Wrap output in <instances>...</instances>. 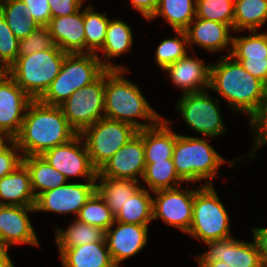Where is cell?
<instances>
[{
	"label": "cell",
	"instance_id": "6da1fadb",
	"mask_svg": "<svg viewBox=\"0 0 267 267\" xmlns=\"http://www.w3.org/2000/svg\"><path fill=\"white\" fill-rule=\"evenodd\" d=\"M59 106L32 100L25 112L19 134L13 139L23 157L42 155L77 135Z\"/></svg>",
	"mask_w": 267,
	"mask_h": 267
},
{
	"label": "cell",
	"instance_id": "7a4b0ae2",
	"mask_svg": "<svg viewBox=\"0 0 267 267\" xmlns=\"http://www.w3.org/2000/svg\"><path fill=\"white\" fill-rule=\"evenodd\" d=\"M220 58L211 65L209 89L220 94L235 112L248 114L250 123L261 110L267 85L229 54Z\"/></svg>",
	"mask_w": 267,
	"mask_h": 267
},
{
	"label": "cell",
	"instance_id": "3957f363",
	"mask_svg": "<svg viewBox=\"0 0 267 267\" xmlns=\"http://www.w3.org/2000/svg\"><path fill=\"white\" fill-rule=\"evenodd\" d=\"M127 70L105 71L104 117L129 123L138 130L154 126L162 117L150 106L138 86L124 78ZM136 118L146 122L141 123Z\"/></svg>",
	"mask_w": 267,
	"mask_h": 267
},
{
	"label": "cell",
	"instance_id": "277c9868",
	"mask_svg": "<svg viewBox=\"0 0 267 267\" xmlns=\"http://www.w3.org/2000/svg\"><path fill=\"white\" fill-rule=\"evenodd\" d=\"M103 61L98 54H67L59 74L39 100L47 105L59 106L75 91L96 81L107 69H127Z\"/></svg>",
	"mask_w": 267,
	"mask_h": 267
},
{
	"label": "cell",
	"instance_id": "5b68a950",
	"mask_svg": "<svg viewBox=\"0 0 267 267\" xmlns=\"http://www.w3.org/2000/svg\"><path fill=\"white\" fill-rule=\"evenodd\" d=\"M56 45L26 56H17L9 75L33 100H39L59 74L65 56Z\"/></svg>",
	"mask_w": 267,
	"mask_h": 267
},
{
	"label": "cell",
	"instance_id": "8992f818",
	"mask_svg": "<svg viewBox=\"0 0 267 267\" xmlns=\"http://www.w3.org/2000/svg\"><path fill=\"white\" fill-rule=\"evenodd\" d=\"M172 161L178 176L186 183L209 181L218 175L217 169L225 163L224 158L207 142V140L191 137L176 136Z\"/></svg>",
	"mask_w": 267,
	"mask_h": 267
},
{
	"label": "cell",
	"instance_id": "52a82bcc",
	"mask_svg": "<svg viewBox=\"0 0 267 267\" xmlns=\"http://www.w3.org/2000/svg\"><path fill=\"white\" fill-rule=\"evenodd\" d=\"M229 214L213 185L195 190L192 222L188 234L205 243L231 237Z\"/></svg>",
	"mask_w": 267,
	"mask_h": 267
},
{
	"label": "cell",
	"instance_id": "ba28073f",
	"mask_svg": "<svg viewBox=\"0 0 267 267\" xmlns=\"http://www.w3.org/2000/svg\"><path fill=\"white\" fill-rule=\"evenodd\" d=\"M137 133L138 129L129 123L104 117L79 134L84 140L92 165L99 170Z\"/></svg>",
	"mask_w": 267,
	"mask_h": 267
},
{
	"label": "cell",
	"instance_id": "9c48e42d",
	"mask_svg": "<svg viewBox=\"0 0 267 267\" xmlns=\"http://www.w3.org/2000/svg\"><path fill=\"white\" fill-rule=\"evenodd\" d=\"M179 99L177 111L191 129L210 138L226 134L218 98L213 101L204 91L182 94Z\"/></svg>",
	"mask_w": 267,
	"mask_h": 267
},
{
	"label": "cell",
	"instance_id": "30bf717a",
	"mask_svg": "<svg viewBox=\"0 0 267 267\" xmlns=\"http://www.w3.org/2000/svg\"><path fill=\"white\" fill-rule=\"evenodd\" d=\"M104 89L105 72L96 81L75 91L59 105L77 133L104 118Z\"/></svg>",
	"mask_w": 267,
	"mask_h": 267
},
{
	"label": "cell",
	"instance_id": "8fae6325",
	"mask_svg": "<svg viewBox=\"0 0 267 267\" xmlns=\"http://www.w3.org/2000/svg\"><path fill=\"white\" fill-rule=\"evenodd\" d=\"M82 141L78 133L70 141L45 151L41 156L67 180L76 176L83 177L87 181H96L98 170L92 165L85 143Z\"/></svg>",
	"mask_w": 267,
	"mask_h": 267
},
{
	"label": "cell",
	"instance_id": "7c38bea8",
	"mask_svg": "<svg viewBox=\"0 0 267 267\" xmlns=\"http://www.w3.org/2000/svg\"><path fill=\"white\" fill-rule=\"evenodd\" d=\"M180 187L153 192V219H162L167 225L188 233L192 222L195 189Z\"/></svg>",
	"mask_w": 267,
	"mask_h": 267
},
{
	"label": "cell",
	"instance_id": "4fadbf2b",
	"mask_svg": "<svg viewBox=\"0 0 267 267\" xmlns=\"http://www.w3.org/2000/svg\"><path fill=\"white\" fill-rule=\"evenodd\" d=\"M208 251L196 257L199 267H205L212 261H222L231 267H264L254 238L244 242L232 237L208 241Z\"/></svg>",
	"mask_w": 267,
	"mask_h": 267
},
{
	"label": "cell",
	"instance_id": "5bb4252c",
	"mask_svg": "<svg viewBox=\"0 0 267 267\" xmlns=\"http://www.w3.org/2000/svg\"><path fill=\"white\" fill-rule=\"evenodd\" d=\"M96 192V181L86 183H66L55 189L39 194L35 201V211L73 213L76 217L80 209Z\"/></svg>",
	"mask_w": 267,
	"mask_h": 267
},
{
	"label": "cell",
	"instance_id": "9a60e30c",
	"mask_svg": "<svg viewBox=\"0 0 267 267\" xmlns=\"http://www.w3.org/2000/svg\"><path fill=\"white\" fill-rule=\"evenodd\" d=\"M32 100L10 75L0 83V133L7 140L19 134L24 112Z\"/></svg>",
	"mask_w": 267,
	"mask_h": 267
},
{
	"label": "cell",
	"instance_id": "2e32d148",
	"mask_svg": "<svg viewBox=\"0 0 267 267\" xmlns=\"http://www.w3.org/2000/svg\"><path fill=\"white\" fill-rule=\"evenodd\" d=\"M145 168L143 138L137 133L98 170V173L108 178L141 181L138 177L143 178Z\"/></svg>",
	"mask_w": 267,
	"mask_h": 267
},
{
	"label": "cell",
	"instance_id": "e0dca14e",
	"mask_svg": "<svg viewBox=\"0 0 267 267\" xmlns=\"http://www.w3.org/2000/svg\"><path fill=\"white\" fill-rule=\"evenodd\" d=\"M115 229H112L114 226ZM148 225H138L115 221L106 230V243L111 259L116 267L119 263L139 253L148 240Z\"/></svg>",
	"mask_w": 267,
	"mask_h": 267
},
{
	"label": "cell",
	"instance_id": "ac0fdd59",
	"mask_svg": "<svg viewBox=\"0 0 267 267\" xmlns=\"http://www.w3.org/2000/svg\"><path fill=\"white\" fill-rule=\"evenodd\" d=\"M33 211L34 206L0 205V239L9 245L40 246L27 214Z\"/></svg>",
	"mask_w": 267,
	"mask_h": 267
},
{
	"label": "cell",
	"instance_id": "d6986e66",
	"mask_svg": "<svg viewBox=\"0 0 267 267\" xmlns=\"http://www.w3.org/2000/svg\"><path fill=\"white\" fill-rule=\"evenodd\" d=\"M204 63L203 60L191 57L188 53L168 65L164 71L170 74L172 83L181 88L182 94L204 92L210 85L211 68V65Z\"/></svg>",
	"mask_w": 267,
	"mask_h": 267
},
{
	"label": "cell",
	"instance_id": "ffe728a7",
	"mask_svg": "<svg viewBox=\"0 0 267 267\" xmlns=\"http://www.w3.org/2000/svg\"><path fill=\"white\" fill-rule=\"evenodd\" d=\"M47 27L55 45L63 52L85 53L84 10L51 18Z\"/></svg>",
	"mask_w": 267,
	"mask_h": 267
},
{
	"label": "cell",
	"instance_id": "44dd1931",
	"mask_svg": "<svg viewBox=\"0 0 267 267\" xmlns=\"http://www.w3.org/2000/svg\"><path fill=\"white\" fill-rule=\"evenodd\" d=\"M232 28L218 21L195 18L185 30L188 38L189 48L193 43L205 48L207 51L216 52L224 50L232 44L230 30Z\"/></svg>",
	"mask_w": 267,
	"mask_h": 267
},
{
	"label": "cell",
	"instance_id": "7402d4cb",
	"mask_svg": "<svg viewBox=\"0 0 267 267\" xmlns=\"http://www.w3.org/2000/svg\"><path fill=\"white\" fill-rule=\"evenodd\" d=\"M171 120L161 119L154 126L138 130L143 138L145 163L172 160L178 134L170 129Z\"/></svg>",
	"mask_w": 267,
	"mask_h": 267
},
{
	"label": "cell",
	"instance_id": "603a6c76",
	"mask_svg": "<svg viewBox=\"0 0 267 267\" xmlns=\"http://www.w3.org/2000/svg\"><path fill=\"white\" fill-rule=\"evenodd\" d=\"M0 205L34 206L30 173L22 163L12 173L0 179Z\"/></svg>",
	"mask_w": 267,
	"mask_h": 267
},
{
	"label": "cell",
	"instance_id": "cb8c5ba5",
	"mask_svg": "<svg viewBox=\"0 0 267 267\" xmlns=\"http://www.w3.org/2000/svg\"><path fill=\"white\" fill-rule=\"evenodd\" d=\"M60 257L63 267H116L106 242L88 243L65 249Z\"/></svg>",
	"mask_w": 267,
	"mask_h": 267
},
{
	"label": "cell",
	"instance_id": "d4e9b609",
	"mask_svg": "<svg viewBox=\"0 0 267 267\" xmlns=\"http://www.w3.org/2000/svg\"><path fill=\"white\" fill-rule=\"evenodd\" d=\"M22 163L29 170L31 188L35 197L67 183L66 177L41 155L25 156L22 158Z\"/></svg>",
	"mask_w": 267,
	"mask_h": 267
},
{
	"label": "cell",
	"instance_id": "484cf974",
	"mask_svg": "<svg viewBox=\"0 0 267 267\" xmlns=\"http://www.w3.org/2000/svg\"><path fill=\"white\" fill-rule=\"evenodd\" d=\"M99 180V181H98ZM96 192L104 200L112 213L116 215L125 203L141 186L137 180L108 178L97 172Z\"/></svg>",
	"mask_w": 267,
	"mask_h": 267
},
{
	"label": "cell",
	"instance_id": "4316f807",
	"mask_svg": "<svg viewBox=\"0 0 267 267\" xmlns=\"http://www.w3.org/2000/svg\"><path fill=\"white\" fill-rule=\"evenodd\" d=\"M66 230L56 228V243L58 251L61 254L65 249L72 247L95 243V242H106V231L104 229L94 227L74 219Z\"/></svg>",
	"mask_w": 267,
	"mask_h": 267
},
{
	"label": "cell",
	"instance_id": "83f0119b",
	"mask_svg": "<svg viewBox=\"0 0 267 267\" xmlns=\"http://www.w3.org/2000/svg\"><path fill=\"white\" fill-rule=\"evenodd\" d=\"M163 17L174 30L185 31L196 18V0H158L156 11L148 19Z\"/></svg>",
	"mask_w": 267,
	"mask_h": 267
},
{
	"label": "cell",
	"instance_id": "f1b7e54d",
	"mask_svg": "<svg viewBox=\"0 0 267 267\" xmlns=\"http://www.w3.org/2000/svg\"><path fill=\"white\" fill-rule=\"evenodd\" d=\"M148 189L142 185L115 215V221L148 225L153 220L152 199Z\"/></svg>",
	"mask_w": 267,
	"mask_h": 267
},
{
	"label": "cell",
	"instance_id": "f546056e",
	"mask_svg": "<svg viewBox=\"0 0 267 267\" xmlns=\"http://www.w3.org/2000/svg\"><path fill=\"white\" fill-rule=\"evenodd\" d=\"M267 21V0H235L233 30L254 31Z\"/></svg>",
	"mask_w": 267,
	"mask_h": 267
},
{
	"label": "cell",
	"instance_id": "4dcf8cb0",
	"mask_svg": "<svg viewBox=\"0 0 267 267\" xmlns=\"http://www.w3.org/2000/svg\"><path fill=\"white\" fill-rule=\"evenodd\" d=\"M133 32L123 20L110 19L103 44L102 55L105 60L114 59L128 52L133 44Z\"/></svg>",
	"mask_w": 267,
	"mask_h": 267
},
{
	"label": "cell",
	"instance_id": "1f68e13d",
	"mask_svg": "<svg viewBox=\"0 0 267 267\" xmlns=\"http://www.w3.org/2000/svg\"><path fill=\"white\" fill-rule=\"evenodd\" d=\"M0 13L19 40L39 27V24L28 16L27 6L22 0H9L0 4Z\"/></svg>",
	"mask_w": 267,
	"mask_h": 267
},
{
	"label": "cell",
	"instance_id": "d6a6232c",
	"mask_svg": "<svg viewBox=\"0 0 267 267\" xmlns=\"http://www.w3.org/2000/svg\"><path fill=\"white\" fill-rule=\"evenodd\" d=\"M110 19L89 5L84 9L85 53L96 54L104 44Z\"/></svg>",
	"mask_w": 267,
	"mask_h": 267
},
{
	"label": "cell",
	"instance_id": "836d02e7",
	"mask_svg": "<svg viewBox=\"0 0 267 267\" xmlns=\"http://www.w3.org/2000/svg\"><path fill=\"white\" fill-rule=\"evenodd\" d=\"M149 191H159L179 187L184 181L178 176L172 160L146 163L142 178ZM174 184V186L171 184Z\"/></svg>",
	"mask_w": 267,
	"mask_h": 267
},
{
	"label": "cell",
	"instance_id": "e575fe53",
	"mask_svg": "<svg viewBox=\"0 0 267 267\" xmlns=\"http://www.w3.org/2000/svg\"><path fill=\"white\" fill-rule=\"evenodd\" d=\"M249 36H233L229 55L234 59L265 60L267 58V32L250 31Z\"/></svg>",
	"mask_w": 267,
	"mask_h": 267
},
{
	"label": "cell",
	"instance_id": "d590c367",
	"mask_svg": "<svg viewBox=\"0 0 267 267\" xmlns=\"http://www.w3.org/2000/svg\"><path fill=\"white\" fill-rule=\"evenodd\" d=\"M75 218L105 231L115 222V215L97 192L90 197Z\"/></svg>",
	"mask_w": 267,
	"mask_h": 267
},
{
	"label": "cell",
	"instance_id": "8d00e7d4",
	"mask_svg": "<svg viewBox=\"0 0 267 267\" xmlns=\"http://www.w3.org/2000/svg\"><path fill=\"white\" fill-rule=\"evenodd\" d=\"M174 32L178 36L173 39L170 36L169 39L163 40L156 49L155 60L162 70L188 54L187 47L189 45L186 32L182 30H174Z\"/></svg>",
	"mask_w": 267,
	"mask_h": 267
},
{
	"label": "cell",
	"instance_id": "74e56055",
	"mask_svg": "<svg viewBox=\"0 0 267 267\" xmlns=\"http://www.w3.org/2000/svg\"><path fill=\"white\" fill-rule=\"evenodd\" d=\"M235 0H196V17L218 21L233 30Z\"/></svg>",
	"mask_w": 267,
	"mask_h": 267
},
{
	"label": "cell",
	"instance_id": "f35d334b",
	"mask_svg": "<svg viewBox=\"0 0 267 267\" xmlns=\"http://www.w3.org/2000/svg\"><path fill=\"white\" fill-rule=\"evenodd\" d=\"M54 46L55 43L49 28L47 26H39L27 37L20 39L18 56L30 55L34 52L53 48Z\"/></svg>",
	"mask_w": 267,
	"mask_h": 267
},
{
	"label": "cell",
	"instance_id": "ab89813d",
	"mask_svg": "<svg viewBox=\"0 0 267 267\" xmlns=\"http://www.w3.org/2000/svg\"><path fill=\"white\" fill-rule=\"evenodd\" d=\"M19 39L9 28L6 19L0 13V62L10 67L16 60Z\"/></svg>",
	"mask_w": 267,
	"mask_h": 267
},
{
	"label": "cell",
	"instance_id": "60d3db41",
	"mask_svg": "<svg viewBox=\"0 0 267 267\" xmlns=\"http://www.w3.org/2000/svg\"><path fill=\"white\" fill-rule=\"evenodd\" d=\"M22 158L23 156L17 143L14 140H7L0 147V179L9 173H12L19 165H21Z\"/></svg>",
	"mask_w": 267,
	"mask_h": 267
},
{
	"label": "cell",
	"instance_id": "b9f144b4",
	"mask_svg": "<svg viewBox=\"0 0 267 267\" xmlns=\"http://www.w3.org/2000/svg\"><path fill=\"white\" fill-rule=\"evenodd\" d=\"M251 129L256 134L254 137V148L252 152H256L262 145L267 144V90L264 97L263 105L259 113L249 123Z\"/></svg>",
	"mask_w": 267,
	"mask_h": 267
},
{
	"label": "cell",
	"instance_id": "7bdbcfd3",
	"mask_svg": "<svg viewBox=\"0 0 267 267\" xmlns=\"http://www.w3.org/2000/svg\"><path fill=\"white\" fill-rule=\"evenodd\" d=\"M27 6L28 16L39 24L48 26L51 20L49 2L47 0H22Z\"/></svg>",
	"mask_w": 267,
	"mask_h": 267
},
{
	"label": "cell",
	"instance_id": "ee69618b",
	"mask_svg": "<svg viewBox=\"0 0 267 267\" xmlns=\"http://www.w3.org/2000/svg\"><path fill=\"white\" fill-rule=\"evenodd\" d=\"M51 17H61L74 14L82 8L85 0H47Z\"/></svg>",
	"mask_w": 267,
	"mask_h": 267
},
{
	"label": "cell",
	"instance_id": "f6af8a7d",
	"mask_svg": "<svg viewBox=\"0 0 267 267\" xmlns=\"http://www.w3.org/2000/svg\"><path fill=\"white\" fill-rule=\"evenodd\" d=\"M252 76L257 77L267 85V58L265 60L235 59Z\"/></svg>",
	"mask_w": 267,
	"mask_h": 267
},
{
	"label": "cell",
	"instance_id": "bcb514c9",
	"mask_svg": "<svg viewBox=\"0 0 267 267\" xmlns=\"http://www.w3.org/2000/svg\"><path fill=\"white\" fill-rule=\"evenodd\" d=\"M250 229L257 243L262 264L264 267H267V228L255 227Z\"/></svg>",
	"mask_w": 267,
	"mask_h": 267
},
{
	"label": "cell",
	"instance_id": "7dc6e473",
	"mask_svg": "<svg viewBox=\"0 0 267 267\" xmlns=\"http://www.w3.org/2000/svg\"><path fill=\"white\" fill-rule=\"evenodd\" d=\"M132 8L138 10L148 20L156 11L158 0H130Z\"/></svg>",
	"mask_w": 267,
	"mask_h": 267
},
{
	"label": "cell",
	"instance_id": "c3c4849f",
	"mask_svg": "<svg viewBox=\"0 0 267 267\" xmlns=\"http://www.w3.org/2000/svg\"><path fill=\"white\" fill-rule=\"evenodd\" d=\"M8 249H10V245L0 239V267H14L8 255Z\"/></svg>",
	"mask_w": 267,
	"mask_h": 267
},
{
	"label": "cell",
	"instance_id": "681fc988",
	"mask_svg": "<svg viewBox=\"0 0 267 267\" xmlns=\"http://www.w3.org/2000/svg\"><path fill=\"white\" fill-rule=\"evenodd\" d=\"M9 76V67L0 62V83Z\"/></svg>",
	"mask_w": 267,
	"mask_h": 267
},
{
	"label": "cell",
	"instance_id": "f907efd6",
	"mask_svg": "<svg viewBox=\"0 0 267 267\" xmlns=\"http://www.w3.org/2000/svg\"><path fill=\"white\" fill-rule=\"evenodd\" d=\"M205 267H231V266L222 261H212L208 263Z\"/></svg>",
	"mask_w": 267,
	"mask_h": 267
},
{
	"label": "cell",
	"instance_id": "816d5d0a",
	"mask_svg": "<svg viewBox=\"0 0 267 267\" xmlns=\"http://www.w3.org/2000/svg\"><path fill=\"white\" fill-rule=\"evenodd\" d=\"M7 141V139L0 133V147Z\"/></svg>",
	"mask_w": 267,
	"mask_h": 267
},
{
	"label": "cell",
	"instance_id": "f5cc1de1",
	"mask_svg": "<svg viewBox=\"0 0 267 267\" xmlns=\"http://www.w3.org/2000/svg\"><path fill=\"white\" fill-rule=\"evenodd\" d=\"M6 1H9V0H0V4L4 3Z\"/></svg>",
	"mask_w": 267,
	"mask_h": 267
}]
</instances>
